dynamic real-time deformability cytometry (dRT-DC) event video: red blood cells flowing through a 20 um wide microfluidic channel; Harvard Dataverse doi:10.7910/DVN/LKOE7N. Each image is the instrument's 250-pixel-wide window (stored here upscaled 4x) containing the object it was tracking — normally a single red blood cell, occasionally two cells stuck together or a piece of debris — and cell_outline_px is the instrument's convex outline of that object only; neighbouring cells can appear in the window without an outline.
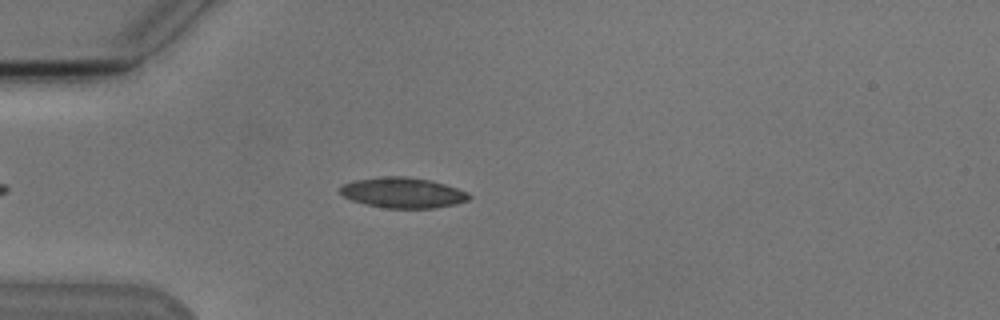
{"species": "Egyptian fruit bat (a non-hibernating species)", "species_latin": "Rousettus aegyptiacus", "temperature_condition": "cold", "stored_images_in_passage": 3, "camera_frame_rate_fps": 3000, "um_per_image_px": 0.085, "animal": {"sex": "male"}, "frame": {"image": 1, "passage_image": 3, "time_ms": 3.0, "image_size_px": [1000, 320], "cell_outline_px": [[472, 196], [468, 200], [456, 204], [436, 208], [384, 208], [364, 204], [352, 200], [344, 196], [340, 192], [340, 188], [344, 184], [352, 180], [384, 176], [408, 176], [432, 180], [468, 192]], "centroid_in_image_um": [34.25, 16.38], "position_along_channel_um": 50.7, "area_um2": 23.06}}